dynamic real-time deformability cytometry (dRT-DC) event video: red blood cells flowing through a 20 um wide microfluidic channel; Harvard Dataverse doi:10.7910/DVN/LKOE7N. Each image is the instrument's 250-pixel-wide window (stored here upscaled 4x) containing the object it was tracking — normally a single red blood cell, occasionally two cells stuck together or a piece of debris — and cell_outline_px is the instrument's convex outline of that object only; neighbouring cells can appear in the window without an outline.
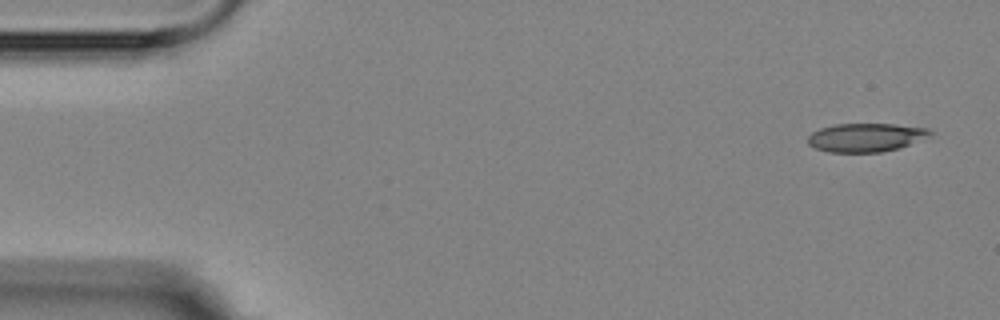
{"species": "Egyptian fruit bat (a non-hibernating species)", "species_latin": "Rousettus aegyptiacus", "temperature_condition": "room temperature", "stored_images_in_passage": 5, "camera_frame_rate_fps": 3000, "um_per_image_px": 0.085, "animal": {"sex": "female"}, "frame": {"image": 1, "passage_image": 1, "time_ms": 0.0, "image_size_px": [1000, 320], "cell_outline_px": [[932, 132], [900, 148], [880, 152], [828, 152], [816, 148], [808, 144], [808, 136], [812, 132], [820, 128], [836, 124], [892, 124], [928, 128]], "centroid_in_image_um": [73.51, 11.68], "position_along_channel_um": 11.5, "area_um2": 19.94}}
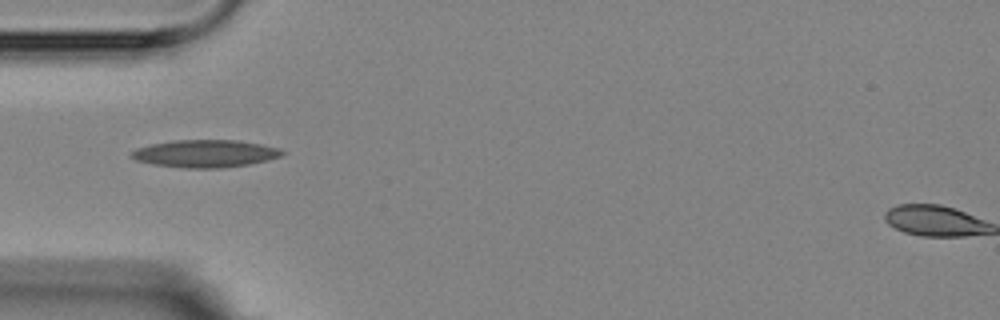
{"frame": {"image": 2, "passage_image": 5, "time_ms": 4.667, "image_size_px": [1000, 320], "cell_outline_px": [[284, 152], [280, 156], [268, 160], [248, 164], [220, 168], [184, 168], [152, 164], [136, 160], [128, 156], [128, 152], [136, 148], [152, 144], [172, 140], [240, 140], [280, 148]], "centroid_in_image_um": [17.39, 13.05], "position_along_channel_um": 67.6, "area_um2": 24.28}}